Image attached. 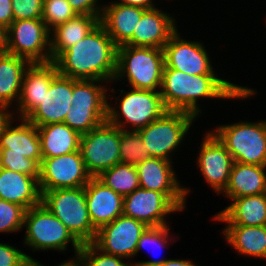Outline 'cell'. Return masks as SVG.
Returning a JSON list of instances; mask_svg holds the SVG:
<instances>
[{
    "mask_svg": "<svg viewBox=\"0 0 266 266\" xmlns=\"http://www.w3.org/2000/svg\"><path fill=\"white\" fill-rule=\"evenodd\" d=\"M146 229L143 222L121 215L97 230L93 244L106 254L130 259L136 256L137 243Z\"/></svg>",
    "mask_w": 266,
    "mask_h": 266,
    "instance_id": "obj_12",
    "label": "cell"
},
{
    "mask_svg": "<svg viewBox=\"0 0 266 266\" xmlns=\"http://www.w3.org/2000/svg\"><path fill=\"white\" fill-rule=\"evenodd\" d=\"M105 121H107V109H74L71 106L63 123L83 135Z\"/></svg>",
    "mask_w": 266,
    "mask_h": 266,
    "instance_id": "obj_33",
    "label": "cell"
},
{
    "mask_svg": "<svg viewBox=\"0 0 266 266\" xmlns=\"http://www.w3.org/2000/svg\"><path fill=\"white\" fill-rule=\"evenodd\" d=\"M0 168L33 176L38 180L40 177V165L35 160L26 158L23 154L0 153Z\"/></svg>",
    "mask_w": 266,
    "mask_h": 266,
    "instance_id": "obj_38",
    "label": "cell"
},
{
    "mask_svg": "<svg viewBox=\"0 0 266 266\" xmlns=\"http://www.w3.org/2000/svg\"><path fill=\"white\" fill-rule=\"evenodd\" d=\"M41 197L37 178L0 168V199L18 204L28 210L40 204Z\"/></svg>",
    "mask_w": 266,
    "mask_h": 266,
    "instance_id": "obj_22",
    "label": "cell"
},
{
    "mask_svg": "<svg viewBox=\"0 0 266 266\" xmlns=\"http://www.w3.org/2000/svg\"><path fill=\"white\" fill-rule=\"evenodd\" d=\"M76 15L68 0H43L42 20L49 31Z\"/></svg>",
    "mask_w": 266,
    "mask_h": 266,
    "instance_id": "obj_35",
    "label": "cell"
},
{
    "mask_svg": "<svg viewBox=\"0 0 266 266\" xmlns=\"http://www.w3.org/2000/svg\"><path fill=\"white\" fill-rule=\"evenodd\" d=\"M202 139L197 165L202 172L205 181L215 192L222 193L228 185L232 165V156L225 145L213 132Z\"/></svg>",
    "mask_w": 266,
    "mask_h": 266,
    "instance_id": "obj_16",
    "label": "cell"
},
{
    "mask_svg": "<svg viewBox=\"0 0 266 266\" xmlns=\"http://www.w3.org/2000/svg\"><path fill=\"white\" fill-rule=\"evenodd\" d=\"M110 4V5H109ZM103 8L100 23L117 47L125 45L133 36L134 29L145 9L112 2Z\"/></svg>",
    "mask_w": 266,
    "mask_h": 266,
    "instance_id": "obj_21",
    "label": "cell"
},
{
    "mask_svg": "<svg viewBox=\"0 0 266 266\" xmlns=\"http://www.w3.org/2000/svg\"><path fill=\"white\" fill-rule=\"evenodd\" d=\"M41 203L66 226L81 245L93 243L97 230L89 216L85 187L44 191Z\"/></svg>",
    "mask_w": 266,
    "mask_h": 266,
    "instance_id": "obj_4",
    "label": "cell"
},
{
    "mask_svg": "<svg viewBox=\"0 0 266 266\" xmlns=\"http://www.w3.org/2000/svg\"><path fill=\"white\" fill-rule=\"evenodd\" d=\"M169 227L158 226V227H147V229L141 234L139 241L137 243L136 255L139 253L143 247L154 245L156 248H164L169 239ZM149 248V247H148ZM167 259L160 260H149V261H139L132 263L133 266H161Z\"/></svg>",
    "mask_w": 266,
    "mask_h": 266,
    "instance_id": "obj_34",
    "label": "cell"
},
{
    "mask_svg": "<svg viewBox=\"0 0 266 266\" xmlns=\"http://www.w3.org/2000/svg\"><path fill=\"white\" fill-rule=\"evenodd\" d=\"M18 266H40L39 261H36L32 257H27L20 265Z\"/></svg>",
    "mask_w": 266,
    "mask_h": 266,
    "instance_id": "obj_48",
    "label": "cell"
},
{
    "mask_svg": "<svg viewBox=\"0 0 266 266\" xmlns=\"http://www.w3.org/2000/svg\"><path fill=\"white\" fill-rule=\"evenodd\" d=\"M78 254L84 266H133L122 261V257L100 251L93 243L82 244Z\"/></svg>",
    "mask_w": 266,
    "mask_h": 266,
    "instance_id": "obj_36",
    "label": "cell"
},
{
    "mask_svg": "<svg viewBox=\"0 0 266 266\" xmlns=\"http://www.w3.org/2000/svg\"><path fill=\"white\" fill-rule=\"evenodd\" d=\"M23 227H26L24 243L33 250H67L72 243L78 254L81 244L72 236L66 226L42 203L25 211Z\"/></svg>",
    "mask_w": 266,
    "mask_h": 266,
    "instance_id": "obj_6",
    "label": "cell"
},
{
    "mask_svg": "<svg viewBox=\"0 0 266 266\" xmlns=\"http://www.w3.org/2000/svg\"><path fill=\"white\" fill-rule=\"evenodd\" d=\"M20 120L21 124L18 126H12L10 122L5 127L0 136V153L23 154L40 165L42 152L38 129L27 119Z\"/></svg>",
    "mask_w": 266,
    "mask_h": 266,
    "instance_id": "obj_23",
    "label": "cell"
},
{
    "mask_svg": "<svg viewBox=\"0 0 266 266\" xmlns=\"http://www.w3.org/2000/svg\"><path fill=\"white\" fill-rule=\"evenodd\" d=\"M8 52L32 63L52 62L50 31L42 18L16 20L7 28Z\"/></svg>",
    "mask_w": 266,
    "mask_h": 266,
    "instance_id": "obj_10",
    "label": "cell"
},
{
    "mask_svg": "<svg viewBox=\"0 0 266 266\" xmlns=\"http://www.w3.org/2000/svg\"><path fill=\"white\" fill-rule=\"evenodd\" d=\"M223 233L238 254L266 259V225L226 226Z\"/></svg>",
    "mask_w": 266,
    "mask_h": 266,
    "instance_id": "obj_29",
    "label": "cell"
},
{
    "mask_svg": "<svg viewBox=\"0 0 266 266\" xmlns=\"http://www.w3.org/2000/svg\"><path fill=\"white\" fill-rule=\"evenodd\" d=\"M85 196L89 216L96 230L123 215L124 197L97 177H92L85 185Z\"/></svg>",
    "mask_w": 266,
    "mask_h": 266,
    "instance_id": "obj_19",
    "label": "cell"
},
{
    "mask_svg": "<svg viewBox=\"0 0 266 266\" xmlns=\"http://www.w3.org/2000/svg\"><path fill=\"white\" fill-rule=\"evenodd\" d=\"M234 162L266 166V121L220 125L212 131Z\"/></svg>",
    "mask_w": 266,
    "mask_h": 266,
    "instance_id": "obj_5",
    "label": "cell"
},
{
    "mask_svg": "<svg viewBox=\"0 0 266 266\" xmlns=\"http://www.w3.org/2000/svg\"><path fill=\"white\" fill-rule=\"evenodd\" d=\"M42 159L79 151L81 135L65 123H51L37 127Z\"/></svg>",
    "mask_w": 266,
    "mask_h": 266,
    "instance_id": "obj_27",
    "label": "cell"
},
{
    "mask_svg": "<svg viewBox=\"0 0 266 266\" xmlns=\"http://www.w3.org/2000/svg\"><path fill=\"white\" fill-rule=\"evenodd\" d=\"M8 106L0 105V136L3 133L5 127L12 122L13 119V111L8 110Z\"/></svg>",
    "mask_w": 266,
    "mask_h": 266,
    "instance_id": "obj_43",
    "label": "cell"
},
{
    "mask_svg": "<svg viewBox=\"0 0 266 266\" xmlns=\"http://www.w3.org/2000/svg\"><path fill=\"white\" fill-rule=\"evenodd\" d=\"M182 211L165 193L138 188L123 200V215L143 222L147 227L168 225L166 216Z\"/></svg>",
    "mask_w": 266,
    "mask_h": 266,
    "instance_id": "obj_13",
    "label": "cell"
},
{
    "mask_svg": "<svg viewBox=\"0 0 266 266\" xmlns=\"http://www.w3.org/2000/svg\"><path fill=\"white\" fill-rule=\"evenodd\" d=\"M256 92L238 86L216 75H190L173 68H164L160 94L167 110L201 113L199 98L245 99Z\"/></svg>",
    "mask_w": 266,
    "mask_h": 266,
    "instance_id": "obj_1",
    "label": "cell"
},
{
    "mask_svg": "<svg viewBox=\"0 0 266 266\" xmlns=\"http://www.w3.org/2000/svg\"><path fill=\"white\" fill-rule=\"evenodd\" d=\"M164 66L161 48L121 45L117 47L114 80L127 76L133 89L160 91Z\"/></svg>",
    "mask_w": 266,
    "mask_h": 266,
    "instance_id": "obj_3",
    "label": "cell"
},
{
    "mask_svg": "<svg viewBox=\"0 0 266 266\" xmlns=\"http://www.w3.org/2000/svg\"><path fill=\"white\" fill-rule=\"evenodd\" d=\"M25 209L15 203L0 199V232H17L24 222Z\"/></svg>",
    "mask_w": 266,
    "mask_h": 266,
    "instance_id": "obj_37",
    "label": "cell"
},
{
    "mask_svg": "<svg viewBox=\"0 0 266 266\" xmlns=\"http://www.w3.org/2000/svg\"><path fill=\"white\" fill-rule=\"evenodd\" d=\"M175 19L157 8L145 10L134 29L132 38L125 44L161 48L177 31Z\"/></svg>",
    "mask_w": 266,
    "mask_h": 266,
    "instance_id": "obj_20",
    "label": "cell"
},
{
    "mask_svg": "<svg viewBox=\"0 0 266 266\" xmlns=\"http://www.w3.org/2000/svg\"><path fill=\"white\" fill-rule=\"evenodd\" d=\"M8 52L7 28L0 26V55Z\"/></svg>",
    "mask_w": 266,
    "mask_h": 266,
    "instance_id": "obj_45",
    "label": "cell"
},
{
    "mask_svg": "<svg viewBox=\"0 0 266 266\" xmlns=\"http://www.w3.org/2000/svg\"><path fill=\"white\" fill-rule=\"evenodd\" d=\"M27 257L30 256L19 249L0 243V266H18Z\"/></svg>",
    "mask_w": 266,
    "mask_h": 266,
    "instance_id": "obj_40",
    "label": "cell"
},
{
    "mask_svg": "<svg viewBox=\"0 0 266 266\" xmlns=\"http://www.w3.org/2000/svg\"><path fill=\"white\" fill-rule=\"evenodd\" d=\"M30 64L28 60L16 55H0V105L10 107L14 99L18 103L23 76Z\"/></svg>",
    "mask_w": 266,
    "mask_h": 266,
    "instance_id": "obj_28",
    "label": "cell"
},
{
    "mask_svg": "<svg viewBox=\"0 0 266 266\" xmlns=\"http://www.w3.org/2000/svg\"><path fill=\"white\" fill-rule=\"evenodd\" d=\"M120 128L105 121L81 135L79 150L87 172L98 177L120 163Z\"/></svg>",
    "mask_w": 266,
    "mask_h": 266,
    "instance_id": "obj_9",
    "label": "cell"
},
{
    "mask_svg": "<svg viewBox=\"0 0 266 266\" xmlns=\"http://www.w3.org/2000/svg\"><path fill=\"white\" fill-rule=\"evenodd\" d=\"M171 162L151 157L137 164L140 188L165 193L181 210H184L190 190L179 185Z\"/></svg>",
    "mask_w": 266,
    "mask_h": 266,
    "instance_id": "obj_14",
    "label": "cell"
},
{
    "mask_svg": "<svg viewBox=\"0 0 266 266\" xmlns=\"http://www.w3.org/2000/svg\"><path fill=\"white\" fill-rule=\"evenodd\" d=\"M57 67L53 62L32 63L25 70L17 112L26 119L40 104L45 92L48 91L52 80L58 75Z\"/></svg>",
    "mask_w": 266,
    "mask_h": 266,
    "instance_id": "obj_18",
    "label": "cell"
},
{
    "mask_svg": "<svg viewBox=\"0 0 266 266\" xmlns=\"http://www.w3.org/2000/svg\"><path fill=\"white\" fill-rule=\"evenodd\" d=\"M196 116L185 111L167 110L161 117L138 130L150 157L170 161Z\"/></svg>",
    "mask_w": 266,
    "mask_h": 266,
    "instance_id": "obj_8",
    "label": "cell"
},
{
    "mask_svg": "<svg viewBox=\"0 0 266 266\" xmlns=\"http://www.w3.org/2000/svg\"><path fill=\"white\" fill-rule=\"evenodd\" d=\"M13 21L12 0H0V26L8 28Z\"/></svg>",
    "mask_w": 266,
    "mask_h": 266,
    "instance_id": "obj_42",
    "label": "cell"
},
{
    "mask_svg": "<svg viewBox=\"0 0 266 266\" xmlns=\"http://www.w3.org/2000/svg\"><path fill=\"white\" fill-rule=\"evenodd\" d=\"M117 46L99 23L53 63L60 75L74 80L114 81Z\"/></svg>",
    "mask_w": 266,
    "mask_h": 266,
    "instance_id": "obj_2",
    "label": "cell"
},
{
    "mask_svg": "<svg viewBox=\"0 0 266 266\" xmlns=\"http://www.w3.org/2000/svg\"><path fill=\"white\" fill-rule=\"evenodd\" d=\"M161 266H196L192 261L179 260V259H168Z\"/></svg>",
    "mask_w": 266,
    "mask_h": 266,
    "instance_id": "obj_46",
    "label": "cell"
},
{
    "mask_svg": "<svg viewBox=\"0 0 266 266\" xmlns=\"http://www.w3.org/2000/svg\"><path fill=\"white\" fill-rule=\"evenodd\" d=\"M97 16L77 14L70 20L50 31V49L52 62L68 48L83 39L98 24ZM54 32V33H53Z\"/></svg>",
    "mask_w": 266,
    "mask_h": 266,
    "instance_id": "obj_26",
    "label": "cell"
},
{
    "mask_svg": "<svg viewBox=\"0 0 266 266\" xmlns=\"http://www.w3.org/2000/svg\"><path fill=\"white\" fill-rule=\"evenodd\" d=\"M43 0H12L13 19L42 18Z\"/></svg>",
    "mask_w": 266,
    "mask_h": 266,
    "instance_id": "obj_39",
    "label": "cell"
},
{
    "mask_svg": "<svg viewBox=\"0 0 266 266\" xmlns=\"http://www.w3.org/2000/svg\"><path fill=\"white\" fill-rule=\"evenodd\" d=\"M73 79L58 74L45 92L41 104L26 118L36 127L63 123L72 106Z\"/></svg>",
    "mask_w": 266,
    "mask_h": 266,
    "instance_id": "obj_17",
    "label": "cell"
},
{
    "mask_svg": "<svg viewBox=\"0 0 266 266\" xmlns=\"http://www.w3.org/2000/svg\"><path fill=\"white\" fill-rule=\"evenodd\" d=\"M81 152L43 158L40 164L39 187L44 191L66 188H80L90 181Z\"/></svg>",
    "mask_w": 266,
    "mask_h": 266,
    "instance_id": "obj_11",
    "label": "cell"
},
{
    "mask_svg": "<svg viewBox=\"0 0 266 266\" xmlns=\"http://www.w3.org/2000/svg\"><path fill=\"white\" fill-rule=\"evenodd\" d=\"M266 166L234 162L223 193L230 199L266 193Z\"/></svg>",
    "mask_w": 266,
    "mask_h": 266,
    "instance_id": "obj_25",
    "label": "cell"
},
{
    "mask_svg": "<svg viewBox=\"0 0 266 266\" xmlns=\"http://www.w3.org/2000/svg\"><path fill=\"white\" fill-rule=\"evenodd\" d=\"M75 256H76V260H75V258L72 260L70 259V260L66 261L65 263L64 262L61 263L58 266H84L82 259L80 258L79 254H75ZM40 266H44V265L40 263Z\"/></svg>",
    "mask_w": 266,
    "mask_h": 266,
    "instance_id": "obj_47",
    "label": "cell"
},
{
    "mask_svg": "<svg viewBox=\"0 0 266 266\" xmlns=\"http://www.w3.org/2000/svg\"><path fill=\"white\" fill-rule=\"evenodd\" d=\"M100 80H74L72 107L74 109H108L107 88ZM98 83V84H97Z\"/></svg>",
    "mask_w": 266,
    "mask_h": 266,
    "instance_id": "obj_30",
    "label": "cell"
},
{
    "mask_svg": "<svg viewBox=\"0 0 266 266\" xmlns=\"http://www.w3.org/2000/svg\"><path fill=\"white\" fill-rule=\"evenodd\" d=\"M200 42L186 41L178 30L163 47L164 68H173L190 75H215L209 56Z\"/></svg>",
    "mask_w": 266,
    "mask_h": 266,
    "instance_id": "obj_15",
    "label": "cell"
},
{
    "mask_svg": "<svg viewBox=\"0 0 266 266\" xmlns=\"http://www.w3.org/2000/svg\"><path fill=\"white\" fill-rule=\"evenodd\" d=\"M120 93L123 97L120 99L119 109L108 103L107 121L121 130L131 124L132 130L138 131L167 111L160 91L131 88L128 92L121 90ZM120 117H123L125 122Z\"/></svg>",
    "mask_w": 266,
    "mask_h": 266,
    "instance_id": "obj_7",
    "label": "cell"
},
{
    "mask_svg": "<svg viewBox=\"0 0 266 266\" xmlns=\"http://www.w3.org/2000/svg\"><path fill=\"white\" fill-rule=\"evenodd\" d=\"M232 201L233 203L213 218L227 226L266 225V193L234 198Z\"/></svg>",
    "mask_w": 266,
    "mask_h": 266,
    "instance_id": "obj_24",
    "label": "cell"
},
{
    "mask_svg": "<svg viewBox=\"0 0 266 266\" xmlns=\"http://www.w3.org/2000/svg\"><path fill=\"white\" fill-rule=\"evenodd\" d=\"M120 163L136 166L151 158L139 131L120 129Z\"/></svg>",
    "mask_w": 266,
    "mask_h": 266,
    "instance_id": "obj_32",
    "label": "cell"
},
{
    "mask_svg": "<svg viewBox=\"0 0 266 266\" xmlns=\"http://www.w3.org/2000/svg\"><path fill=\"white\" fill-rule=\"evenodd\" d=\"M97 178L123 197L140 187L136 166L125 163L104 170Z\"/></svg>",
    "mask_w": 266,
    "mask_h": 266,
    "instance_id": "obj_31",
    "label": "cell"
},
{
    "mask_svg": "<svg viewBox=\"0 0 266 266\" xmlns=\"http://www.w3.org/2000/svg\"><path fill=\"white\" fill-rule=\"evenodd\" d=\"M68 2L77 14L101 18L103 8L98 5L97 0H68Z\"/></svg>",
    "mask_w": 266,
    "mask_h": 266,
    "instance_id": "obj_41",
    "label": "cell"
},
{
    "mask_svg": "<svg viewBox=\"0 0 266 266\" xmlns=\"http://www.w3.org/2000/svg\"><path fill=\"white\" fill-rule=\"evenodd\" d=\"M121 4L129 5V6H136L143 8L145 10L156 8L155 5L152 3V0H120Z\"/></svg>",
    "mask_w": 266,
    "mask_h": 266,
    "instance_id": "obj_44",
    "label": "cell"
}]
</instances>
